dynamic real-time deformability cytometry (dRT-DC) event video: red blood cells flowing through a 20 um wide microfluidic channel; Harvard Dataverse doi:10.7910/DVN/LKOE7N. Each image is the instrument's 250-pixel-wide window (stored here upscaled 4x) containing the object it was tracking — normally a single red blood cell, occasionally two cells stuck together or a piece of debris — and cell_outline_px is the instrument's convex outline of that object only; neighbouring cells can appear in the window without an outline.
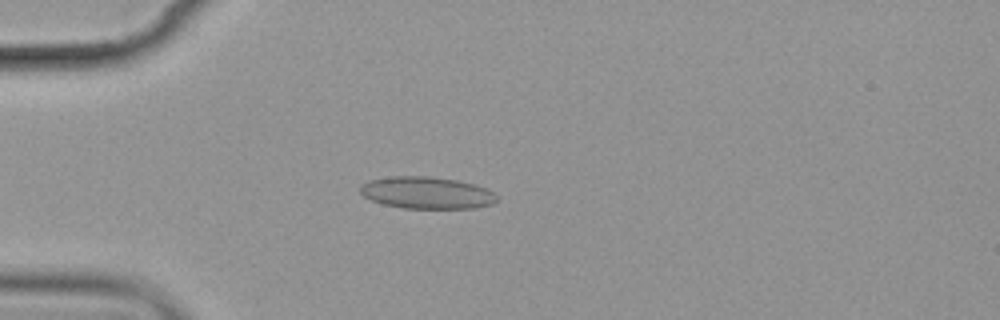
{"species": "common noctule bat (a hibernating species)", "species_latin": "Nyctalus noctula", "temperature_condition": "cold", "stored_images_in_passage": 6, "camera_frame_rate_fps": 3000, "um_per_image_px": 0.085, "animal": {"sex": "female", "body_mass_g": 19.9}, "frame": {"image": 1, "passage_image": 4, "time_ms": 3.333, "image_size_px": [1000, 320], "cell_outline_px": [[496, 200], [492, 204], [476, 208], [404, 208], [384, 204], [372, 200], [364, 196], [360, 192], [360, 184], [368, 180], [392, 176], [428, 176], [456, 180], [476, 184], [492, 192], [496, 196]], "centroid_in_image_um": [36.24, 16.38], "position_along_channel_um": 48.8, "area_um2": 25.37}}
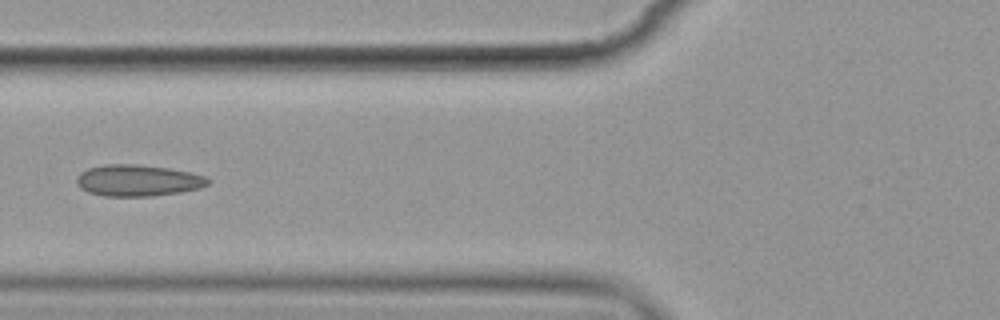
{"frame": {"image": 2, "passage_image": 6, "time_ms": 5.667, "image_size_px": [1000, 320], "cell_outline_px": [[212, 180], [208, 184], [200, 188], [180, 192], [152, 196], [104, 196], [88, 192], [80, 188], [76, 184], [76, 176], [80, 172], [88, 168], [104, 164], [136, 164], [168, 168], [188, 172], [204, 176]], "centroid_in_image_um": [11.68, 15.34], "position_along_channel_um": 114.1, "area_um2": 24.16}}